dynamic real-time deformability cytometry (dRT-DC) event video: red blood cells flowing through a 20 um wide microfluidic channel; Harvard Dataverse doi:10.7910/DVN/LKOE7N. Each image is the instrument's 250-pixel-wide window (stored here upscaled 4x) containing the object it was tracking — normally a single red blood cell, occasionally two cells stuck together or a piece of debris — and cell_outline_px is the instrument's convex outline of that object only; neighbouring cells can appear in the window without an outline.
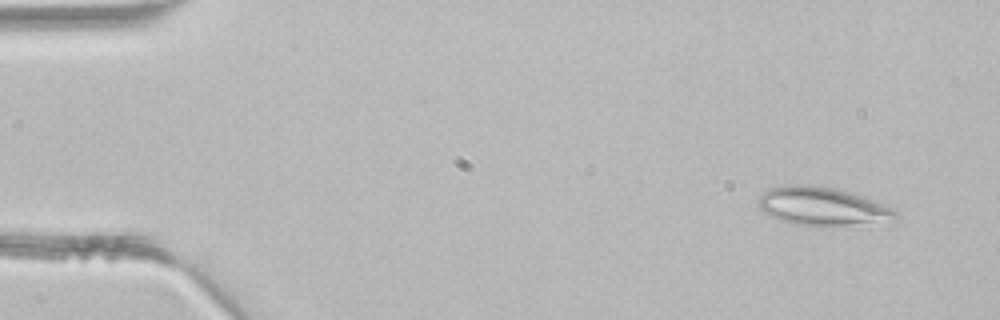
{"species": "common noctule bat (a hibernating species)", "species_latin": "Nyctalus noctula", "temperature_condition": "room temperature", "stored_images_in_passage": 4, "camera_frame_rate_fps": 3000, "um_per_image_px": 0.085, "animal": {"sex": "male", "body_mass_g": 21.5, "forearm_length_mm": 52.0}, "frame": {"image": 1, "passage_image": 1, "time_ms": 0.0, "image_size_px": [1000, 320], "cell_outline_px": [[900, 212], [896, 220], [888, 228], [800, 224], [780, 220], [764, 212], [760, 208], [760, 196], [768, 188], [792, 184], [812, 184], [836, 188], [864, 196], [884, 204]], "centroid_in_image_um": [70.16, 17.59], "position_along_channel_um": 14.8, "area_um2": 32.02}}